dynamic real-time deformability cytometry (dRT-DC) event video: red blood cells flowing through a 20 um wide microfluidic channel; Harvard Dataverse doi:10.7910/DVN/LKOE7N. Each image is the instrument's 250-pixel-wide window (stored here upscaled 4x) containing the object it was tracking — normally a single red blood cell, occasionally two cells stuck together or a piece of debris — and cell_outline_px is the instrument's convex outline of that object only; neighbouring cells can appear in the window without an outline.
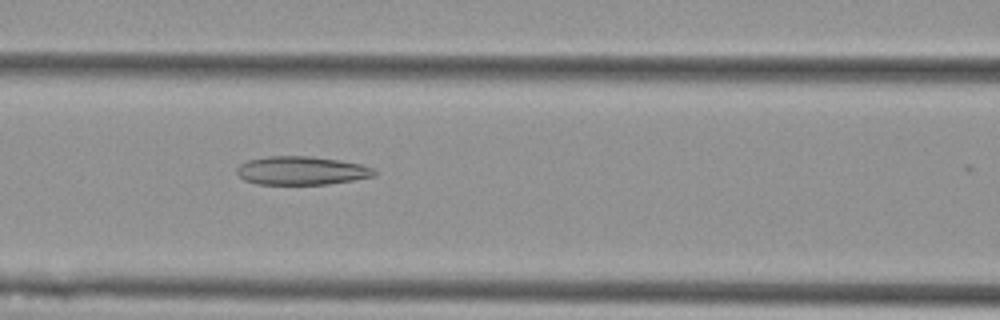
{"species": "Egyptian fruit bat (a non-hibernating species)", "species_latin": "Rousettus aegyptiacus", "temperature_condition": "cold", "stored_images_in_passage": 22, "camera_frame_rate_fps": 3000, "um_per_image_px": 0.085, "animal": {"sex": "female"}, "frame": {"image": 1, "passage_image": 18, "time_ms": 5.667, "image_size_px": [1000, 320], "cell_outline_px": [[376, 176], [328, 184], [256, 184], [244, 180], [236, 172], [236, 168], [240, 164], [248, 160], [268, 156], [312, 156], [360, 164], [372, 168], [376, 172]], "centroid_in_image_um": [25.6, 14.5], "position_along_channel_um": 141.0, "area_um2": 22.72}}
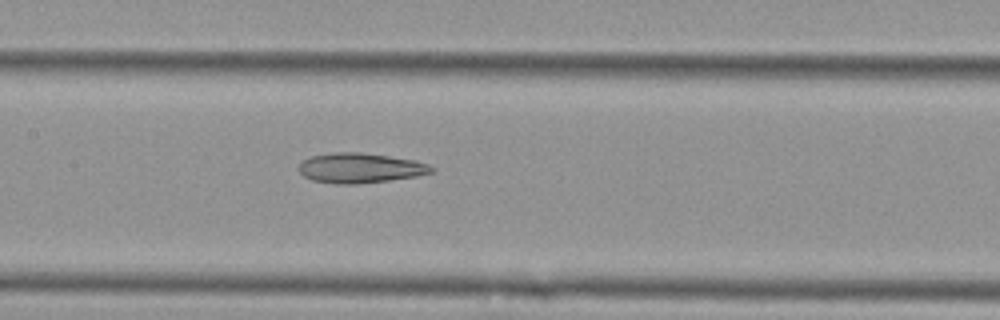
{"frame": {"image": 2, "passage_image": 21, "time_ms": 6.667, "image_size_px": [1000, 320], "cell_outline_px": [[436, 168], [432, 172], [416, 176], [388, 180], [356, 184], [336, 184], [312, 180], [304, 176], [300, 172], [300, 164], [304, 160], [312, 156], [336, 152], [360, 152], [416, 160], [428, 164]], "centroid_in_image_um": [30.64, 14.28], "position_along_channel_um": 176.8, "area_um2": 22.95}}